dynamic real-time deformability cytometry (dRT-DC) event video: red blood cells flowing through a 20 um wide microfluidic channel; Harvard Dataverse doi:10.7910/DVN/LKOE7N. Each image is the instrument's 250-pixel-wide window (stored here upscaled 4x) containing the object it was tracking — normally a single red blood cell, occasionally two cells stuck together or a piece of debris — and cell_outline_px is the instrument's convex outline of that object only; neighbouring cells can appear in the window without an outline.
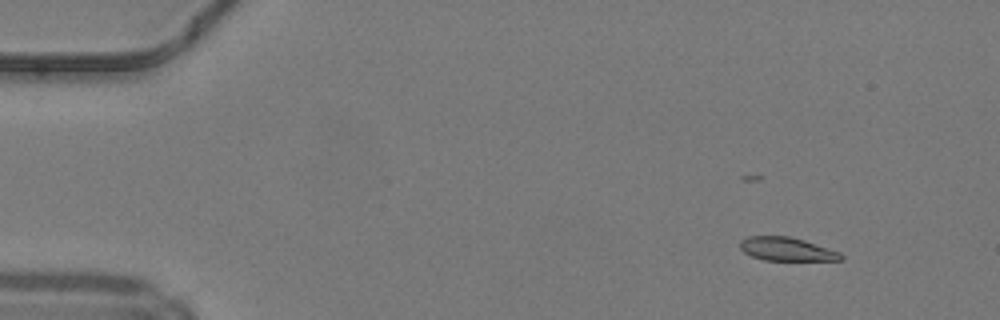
{"species": "common noctule bat (a hibernating species)", "species_latin": "Nyctalus noctula", "temperature_condition": "warm", "stored_images_in_passage": 46, "camera_frame_rate_fps": 3000, "um_per_image_px": 0.085, "animal": {"sex": "male", "body_mass_g": 19.2, "forearm_length_mm": 51.8}, "frame": {"image": 1, "passage_image": 1, "time_ms": 0.0, "image_size_px": [1000, 320], "cell_outline_px": [[844, 260], [764, 260], [752, 256], [744, 252], [740, 248], [740, 240], [748, 236], [788, 236], [804, 240], [840, 252], [844, 256]], "centroid_in_image_um": [66.87, 21.17], "position_along_channel_um": 18.1, "area_um2": 13.76}}
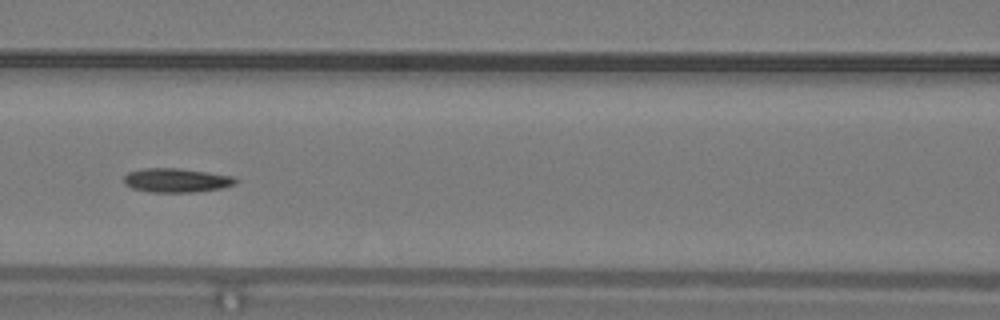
{"frame": {"image": 2, "passage_image": 18, "time_ms": 5.667, "image_size_px": [1000, 320], "cell_outline_px": [[240, 180], [236, 184], [224, 188], [192, 192], [148, 192], [132, 188], [124, 184], [124, 176], [128, 172], [144, 168], [180, 168], [232, 176]], "centroid_in_image_um": [15.01, 15.33], "position_along_channel_um": 151.6, "area_um2": 15.78}}
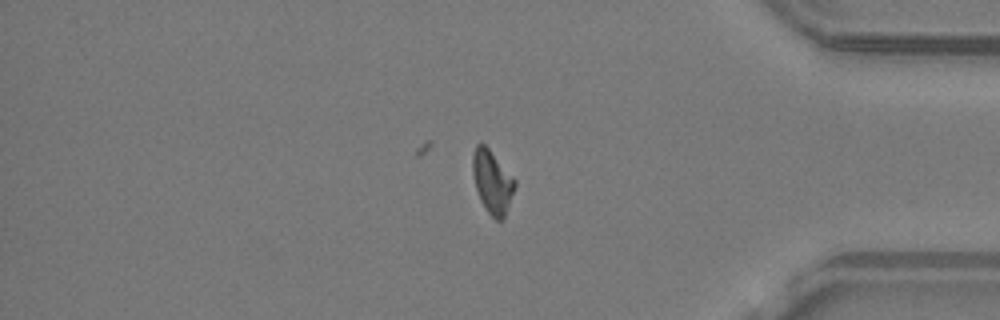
{"frame": {"image": 3, "passage_image": 37, "time_ms": 12.0, "image_size_px": [1000, 320], "cell_outline_px": [[516, 184], [504, 220], [496, 220], [484, 208], [480, 200], [476, 188], [472, 172], [472, 156], [476, 144], [484, 144], [488, 148], [516, 180]], "centroid_in_image_um": [41.84, 15.48], "position_along_channel_um": 393.4, "area_um2": 15.43}, "authors_computed_cell_mechanics": {"area_um2": 15.2303, "velocity_mm_per_s": 4.2287, "shape_relaxation_time_tau1_ms": 10.2684, "shape_relaxation_time_tau2_ms": 6.4982, "deformation_change_tau1": 0.2705, "deformation_change_tau2": 0.1515}}